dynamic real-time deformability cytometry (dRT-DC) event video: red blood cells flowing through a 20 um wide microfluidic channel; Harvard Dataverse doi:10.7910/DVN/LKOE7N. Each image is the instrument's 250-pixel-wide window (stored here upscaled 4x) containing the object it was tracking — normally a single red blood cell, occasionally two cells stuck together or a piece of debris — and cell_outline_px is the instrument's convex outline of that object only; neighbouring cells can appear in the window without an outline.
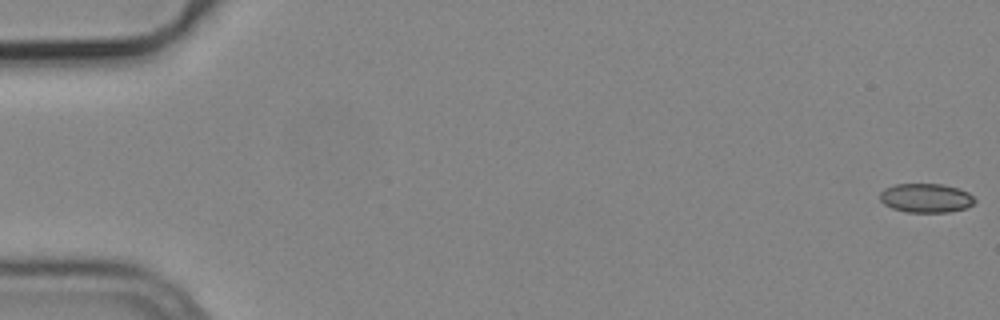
{"species": "common noctule bat (a hibernating species)", "species_latin": "Nyctalus noctula", "temperature_condition": "cold", "stored_images_in_passage": 21, "camera_frame_rate_fps": 3000, "um_per_image_px": 0.085, "animal": {"sex": "male", "body_mass_g": 19.2, "forearm_length_mm": 51.8}, "frame": {"image": 1, "passage_image": 1, "time_ms": 0.0, "image_size_px": [1000, 320], "cell_outline_px": [[976, 200], [972, 204], [964, 208], [948, 212], [908, 212], [892, 208], [884, 204], [880, 200], [880, 192], [884, 188], [896, 184], [944, 184], [960, 188], [968, 192]], "centroid_in_image_um": [78.7, 16.82], "position_along_channel_um": 6.3, "area_um2": 16.07}}
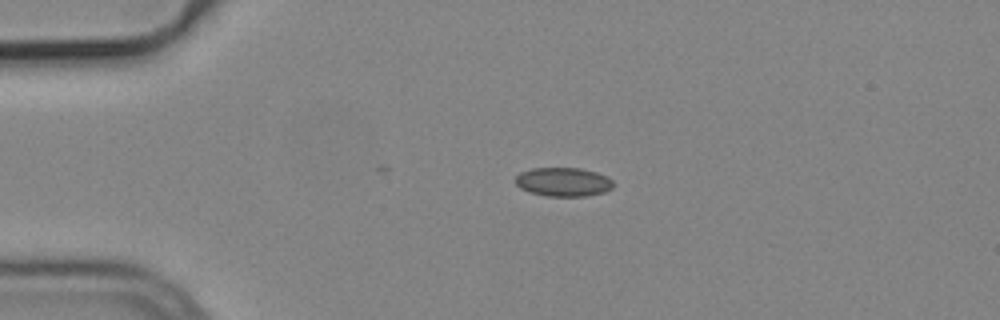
{"frame": {"image": 2, "passage_image": 13, "time_ms": 4.0, "image_size_px": [1000, 320], "cell_outline_px": [[616, 184], [612, 188], [604, 192], [588, 196], [548, 196], [528, 192], [520, 188], [516, 184], [516, 176], [520, 172], [532, 168], [580, 168], [596, 172], [608, 176]], "centroid_in_image_um": [47.91, 15.46], "position_along_channel_um": 37.1, "area_um2": 16.65}}